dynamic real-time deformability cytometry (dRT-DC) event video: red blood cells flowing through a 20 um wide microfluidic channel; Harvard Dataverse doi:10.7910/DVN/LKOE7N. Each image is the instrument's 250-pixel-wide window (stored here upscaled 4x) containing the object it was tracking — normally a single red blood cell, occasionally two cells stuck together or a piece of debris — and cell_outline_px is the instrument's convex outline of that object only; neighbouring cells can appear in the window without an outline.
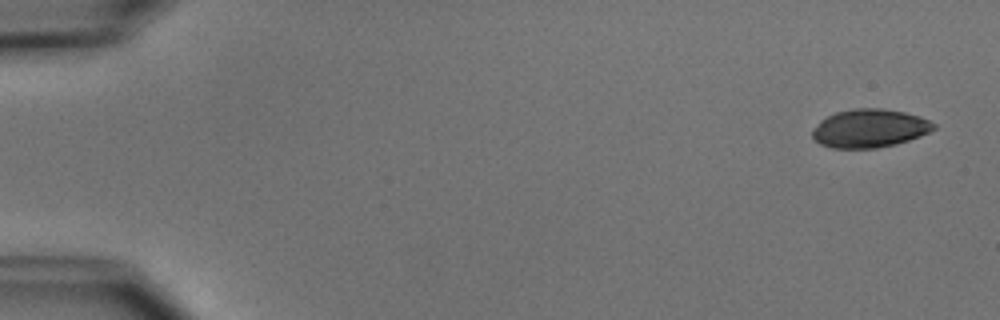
{"species": "common noctule bat (a hibernating species)", "species_latin": "Nyctalus noctula", "temperature_condition": "cold", "stored_images_in_passage": 4, "camera_frame_rate_fps": 3000, "um_per_image_px": 0.085, "animal": {"sex": "male", "body_mass_g": 15.6}, "frame": {"image": 1, "passage_image": 1, "time_ms": 0.0, "image_size_px": [1000, 320], "cell_outline_px": [[936, 128], [920, 136], [896, 144], [876, 148], [832, 148], [820, 144], [812, 136], [812, 128], [820, 120], [836, 112], [856, 108], [880, 108], [904, 112], [920, 116], [936, 124]], "centroid_in_image_um": [73.9, 10.91], "position_along_channel_um": 11.1, "area_um2": 27.11}}
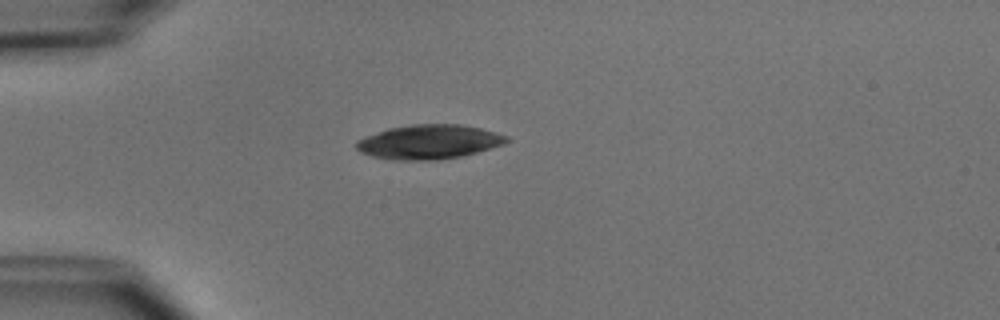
{"frame": {"image": 2, "passage_image": 4, "time_ms": 4.0, "image_size_px": [1000, 320], "cell_outline_px": [[512, 140], [504, 144], [476, 152], [460, 156], [436, 160], [392, 160], [372, 156], [360, 152], [356, 148], [356, 140], [364, 136], [388, 128], [412, 124], [460, 124], [480, 128], [496, 132], [508, 136]], "centroid_in_image_um": [36.45, 12.05], "position_along_channel_um": 48.6, "area_um2": 30.17}}